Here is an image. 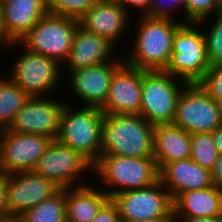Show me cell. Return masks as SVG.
Here are the masks:
<instances>
[{
    "mask_svg": "<svg viewBox=\"0 0 222 222\" xmlns=\"http://www.w3.org/2000/svg\"><path fill=\"white\" fill-rule=\"evenodd\" d=\"M137 20L136 38L129 52L122 54L124 62L145 71L165 70L171 58L174 34L183 22L145 16H138Z\"/></svg>",
    "mask_w": 222,
    "mask_h": 222,
    "instance_id": "6da1fadb",
    "label": "cell"
},
{
    "mask_svg": "<svg viewBox=\"0 0 222 222\" xmlns=\"http://www.w3.org/2000/svg\"><path fill=\"white\" fill-rule=\"evenodd\" d=\"M150 2L151 0H122L120 4L125 8L129 15L133 8H137L138 12L141 10L140 16H145L148 13Z\"/></svg>",
    "mask_w": 222,
    "mask_h": 222,
    "instance_id": "d6a6232c",
    "label": "cell"
},
{
    "mask_svg": "<svg viewBox=\"0 0 222 222\" xmlns=\"http://www.w3.org/2000/svg\"><path fill=\"white\" fill-rule=\"evenodd\" d=\"M154 129L138 114L104 113L101 155L154 158Z\"/></svg>",
    "mask_w": 222,
    "mask_h": 222,
    "instance_id": "7a4b0ae2",
    "label": "cell"
},
{
    "mask_svg": "<svg viewBox=\"0 0 222 222\" xmlns=\"http://www.w3.org/2000/svg\"><path fill=\"white\" fill-rule=\"evenodd\" d=\"M115 49L117 48L107 39L87 31L78 24L68 58L62 65V67L66 66L67 68L62 71L68 69L70 73L80 68L95 66L104 62L124 61V59H121L123 58L122 54L119 59L117 56L114 57Z\"/></svg>",
    "mask_w": 222,
    "mask_h": 222,
    "instance_id": "e0dca14e",
    "label": "cell"
},
{
    "mask_svg": "<svg viewBox=\"0 0 222 222\" xmlns=\"http://www.w3.org/2000/svg\"><path fill=\"white\" fill-rule=\"evenodd\" d=\"M19 219L22 222H66L65 188L25 211Z\"/></svg>",
    "mask_w": 222,
    "mask_h": 222,
    "instance_id": "d4e9b609",
    "label": "cell"
},
{
    "mask_svg": "<svg viewBox=\"0 0 222 222\" xmlns=\"http://www.w3.org/2000/svg\"><path fill=\"white\" fill-rule=\"evenodd\" d=\"M219 155L212 132L191 134L190 158L193 161L201 167L211 170Z\"/></svg>",
    "mask_w": 222,
    "mask_h": 222,
    "instance_id": "484cf974",
    "label": "cell"
},
{
    "mask_svg": "<svg viewBox=\"0 0 222 222\" xmlns=\"http://www.w3.org/2000/svg\"><path fill=\"white\" fill-rule=\"evenodd\" d=\"M200 28L198 23L189 22L176 30L171 58L164 70L187 84L199 83L211 66L206 38Z\"/></svg>",
    "mask_w": 222,
    "mask_h": 222,
    "instance_id": "5b68a950",
    "label": "cell"
},
{
    "mask_svg": "<svg viewBox=\"0 0 222 222\" xmlns=\"http://www.w3.org/2000/svg\"><path fill=\"white\" fill-rule=\"evenodd\" d=\"M10 43L6 40L5 38V34H4V27H3V23H2V7H1V1H0V52L4 51L3 53H5V51L7 52V50H9L8 48H6ZM3 49V50H2Z\"/></svg>",
    "mask_w": 222,
    "mask_h": 222,
    "instance_id": "d590c367",
    "label": "cell"
},
{
    "mask_svg": "<svg viewBox=\"0 0 222 222\" xmlns=\"http://www.w3.org/2000/svg\"><path fill=\"white\" fill-rule=\"evenodd\" d=\"M220 12H222V0H217Z\"/></svg>",
    "mask_w": 222,
    "mask_h": 222,
    "instance_id": "60d3db41",
    "label": "cell"
},
{
    "mask_svg": "<svg viewBox=\"0 0 222 222\" xmlns=\"http://www.w3.org/2000/svg\"><path fill=\"white\" fill-rule=\"evenodd\" d=\"M136 222H176V221L175 218H157V219L140 220Z\"/></svg>",
    "mask_w": 222,
    "mask_h": 222,
    "instance_id": "f35d334b",
    "label": "cell"
},
{
    "mask_svg": "<svg viewBox=\"0 0 222 222\" xmlns=\"http://www.w3.org/2000/svg\"><path fill=\"white\" fill-rule=\"evenodd\" d=\"M130 20L132 18L120 3L100 0L85 12L79 24L115 46L123 38Z\"/></svg>",
    "mask_w": 222,
    "mask_h": 222,
    "instance_id": "ac0fdd59",
    "label": "cell"
},
{
    "mask_svg": "<svg viewBox=\"0 0 222 222\" xmlns=\"http://www.w3.org/2000/svg\"><path fill=\"white\" fill-rule=\"evenodd\" d=\"M2 23L9 43L19 42L48 11L46 0H2Z\"/></svg>",
    "mask_w": 222,
    "mask_h": 222,
    "instance_id": "d6986e66",
    "label": "cell"
},
{
    "mask_svg": "<svg viewBox=\"0 0 222 222\" xmlns=\"http://www.w3.org/2000/svg\"><path fill=\"white\" fill-rule=\"evenodd\" d=\"M159 181L170 192L172 199L179 193L213 185L210 170L201 167L191 158L165 164L159 170Z\"/></svg>",
    "mask_w": 222,
    "mask_h": 222,
    "instance_id": "ffe728a7",
    "label": "cell"
},
{
    "mask_svg": "<svg viewBox=\"0 0 222 222\" xmlns=\"http://www.w3.org/2000/svg\"><path fill=\"white\" fill-rule=\"evenodd\" d=\"M5 187L8 215L17 218L61 189L34 171L7 174Z\"/></svg>",
    "mask_w": 222,
    "mask_h": 222,
    "instance_id": "5bb4252c",
    "label": "cell"
},
{
    "mask_svg": "<svg viewBox=\"0 0 222 222\" xmlns=\"http://www.w3.org/2000/svg\"><path fill=\"white\" fill-rule=\"evenodd\" d=\"M102 1H109V2H116V3H121L122 0H102Z\"/></svg>",
    "mask_w": 222,
    "mask_h": 222,
    "instance_id": "b9f144b4",
    "label": "cell"
},
{
    "mask_svg": "<svg viewBox=\"0 0 222 222\" xmlns=\"http://www.w3.org/2000/svg\"><path fill=\"white\" fill-rule=\"evenodd\" d=\"M221 213L222 189L215 185L185 191L173 199V214L176 222L193 217L218 218Z\"/></svg>",
    "mask_w": 222,
    "mask_h": 222,
    "instance_id": "44dd1931",
    "label": "cell"
},
{
    "mask_svg": "<svg viewBox=\"0 0 222 222\" xmlns=\"http://www.w3.org/2000/svg\"><path fill=\"white\" fill-rule=\"evenodd\" d=\"M215 147L219 154H222V124L212 132Z\"/></svg>",
    "mask_w": 222,
    "mask_h": 222,
    "instance_id": "8d00e7d4",
    "label": "cell"
},
{
    "mask_svg": "<svg viewBox=\"0 0 222 222\" xmlns=\"http://www.w3.org/2000/svg\"><path fill=\"white\" fill-rule=\"evenodd\" d=\"M15 222H22L19 218L15 217Z\"/></svg>",
    "mask_w": 222,
    "mask_h": 222,
    "instance_id": "ee69618b",
    "label": "cell"
},
{
    "mask_svg": "<svg viewBox=\"0 0 222 222\" xmlns=\"http://www.w3.org/2000/svg\"><path fill=\"white\" fill-rule=\"evenodd\" d=\"M111 200L117 205L121 222L175 218L173 199L160 181L144 189L117 193Z\"/></svg>",
    "mask_w": 222,
    "mask_h": 222,
    "instance_id": "30bf717a",
    "label": "cell"
},
{
    "mask_svg": "<svg viewBox=\"0 0 222 222\" xmlns=\"http://www.w3.org/2000/svg\"><path fill=\"white\" fill-rule=\"evenodd\" d=\"M210 29L204 32L210 65L222 64V12L213 16ZM214 21V22H213ZM213 22V23H212ZM213 24V25H212Z\"/></svg>",
    "mask_w": 222,
    "mask_h": 222,
    "instance_id": "f1b7e54d",
    "label": "cell"
},
{
    "mask_svg": "<svg viewBox=\"0 0 222 222\" xmlns=\"http://www.w3.org/2000/svg\"><path fill=\"white\" fill-rule=\"evenodd\" d=\"M185 3L186 0H151L148 13L145 17L174 20L176 14L175 17L173 14L177 13V10H183V24H185ZM174 9L176 10L175 12L173 11Z\"/></svg>",
    "mask_w": 222,
    "mask_h": 222,
    "instance_id": "f546056e",
    "label": "cell"
},
{
    "mask_svg": "<svg viewBox=\"0 0 222 222\" xmlns=\"http://www.w3.org/2000/svg\"><path fill=\"white\" fill-rule=\"evenodd\" d=\"M53 139L30 133L0 130V172L33 171Z\"/></svg>",
    "mask_w": 222,
    "mask_h": 222,
    "instance_id": "7c38bea8",
    "label": "cell"
},
{
    "mask_svg": "<svg viewBox=\"0 0 222 222\" xmlns=\"http://www.w3.org/2000/svg\"><path fill=\"white\" fill-rule=\"evenodd\" d=\"M93 166L79 151L52 140L33 171L55 182L60 188H69L88 184L77 181L83 180V173L93 172Z\"/></svg>",
    "mask_w": 222,
    "mask_h": 222,
    "instance_id": "8fae6325",
    "label": "cell"
},
{
    "mask_svg": "<svg viewBox=\"0 0 222 222\" xmlns=\"http://www.w3.org/2000/svg\"><path fill=\"white\" fill-rule=\"evenodd\" d=\"M100 189L90 183L65 188L66 222H90L110 199Z\"/></svg>",
    "mask_w": 222,
    "mask_h": 222,
    "instance_id": "603a6c76",
    "label": "cell"
},
{
    "mask_svg": "<svg viewBox=\"0 0 222 222\" xmlns=\"http://www.w3.org/2000/svg\"><path fill=\"white\" fill-rule=\"evenodd\" d=\"M6 175L0 172V217L8 215V208L6 203Z\"/></svg>",
    "mask_w": 222,
    "mask_h": 222,
    "instance_id": "e575fe53",
    "label": "cell"
},
{
    "mask_svg": "<svg viewBox=\"0 0 222 222\" xmlns=\"http://www.w3.org/2000/svg\"><path fill=\"white\" fill-rule=\"evenodd\" d=\"M124 61H109L95 66L80 68L69 73V82L81 106L102 108L107 99L114 72Z\"/></svg>",
    "mask_w": 222,
    "mask_h": 222,
    "instance_id": "9a60e30c",
    "label": "cell"
},
{
    "mask_svg": "<svg viewBox=\"0 0 222 222\" xmlns=\"http://www.w3.org/2000/svg\"><path fill=\"white\" fill-rule=\"evenodd\" d=\"M78 24L79 20L72 17L47 13L19 42L10 43L7 47L22 46L63 65L71 50Z\"/></svg>",
    "mask_w": 222,
    "mask_h": 222,
    "instance_id": "8992f818",
    "label": "cell"
},
{
    "mask_svg": "<svg viewBox=\"0 0 222 222\" xmlns=\"http://www.w3.org/2000/svg\"><path fill=\"white\" fill-rule=\"evenodd\" d=\"M154 159L158 170L173 161L190 158L191 134L174 124L155 125Z\"/></svg>",
    "mask_w": 222,
    "mask_h": 222,
    "instance_id": "7402d4cb",
    "label": "cell"
},
{
    "mask_svg": "<svg viewBox=\"0 0 222 222\" xmlns=\"http://www.w3.org/2000/svg\"><path fill=\"white\" fill-rule=\"evenodd\" d=\"M0 222H15V217L6 215L3 217H0Z\"/></svg>",
    "mask_w": 222,
    "mask_h": 222,
    "instance_id": "ab89813d",
    "label": "cell"
},
{
    "mask_svg": "<svg viewBox=\"0 0 222 222\" xmlns=\"http://www.w3.org/2000/svg\"><path fill=\"white\" fill-rule=\"evenodd\" d=\"M142 70L125 62L114 72L101 110L107 114H140Z\"/></svg>",
    "mask_w": 222,
    "mask_h": 222,
    "instance_id": "2e32d148",
    "label": "cell"
},
{
    "mask_svg": "<svg viewBox=\"0 0 222 222\" xmlns=\"http://www.w3.org/2000/svg\"><path fill=\"white\" fill-rule=\"evenodd\" d=\"M93 172L105 187H109L103 191L110 198L120 192L147 188L159 181L154 158L101 155L93 166Z\"/></svg>",
    "mask_w": 222,
    "mask_h": 222,
    "instance_id": "277c9868",
    "label": "cell"
},
{
    "mask_svg": "<svg viewBox=\"0 0 222 222\" xmlns=\"http://www.w3.org/2000/svg\"><path fill=\"white\" fill-rule=\"evenodd\" d=\"M217 13H221L217 0H186L185 23L194 22L202 27Z\"/></svg>",
    "mask_w": 222,
    "mask_h": 222,
    "instance_id": "4316f807",
    "label": "cell"
},
{
    "mask_svg": "<svg viewBox=\"0 0 222 222\" xmlns=\"http://www.w3.org/2000/svg\"><path fill=\"white\" fill-rule=\"evenodd\" d=\"M182 222H218V219L212 217H193L185 218Z\"/></svg>",
    "mask_w": 222,
    "mask_h": 222,
    "instance_id": "74e56055",
    "label": "cell"
},
{
    "mask_svg": "<svg viewBox=\"0 0 222 222\" xmlns=\"http://www.w3.org/2000/svg\"><path fill=\"white\" fill-rule=\"evenodd\" d=\"M22 50L8 69L9 79L30 97L50 96L66 77L63 76L62 65L47 56L32 53L25 48Z\"/></svg>",
    "mask_w": 222,
    "mask_h": 222,
    "instance_id": "ba28073f",
    "label": "cell"
},
{
    "mask_svg": "<svg viewBox=\"0 0 222 222\" xmlns=\"http://www.w3.org/2000/svg\"><path fill=\"white\" fill-rule=\"evenodd\" d=\"M100 0H46L48 13L79 20L85 12Z\"/></svg>",
    "mask_w": 222,
    "mask_h": 222,
    "instance_id": "83f0119b",
    "label": "cell"
},
{
    "mask_svg": "<svg viewBox=\"0 0 222 222\" xmlns=\"http://www.w3.org/2000/svg\"><path fill=\"white\" fill-rule=\"evenodd\" d=\"M190 134L214 132L222 124V106L198 84H186L180 93L173 120Z\"/></svg>",
    "mask_w": 222,
    "mask_h": 222,
    "instance_id": "9c48e42d",
    "label": "cell"
},
{
    "mask_svg": "<svg viewBox=\"0 0 222 222\" xmlns=\"http://www.w3.org/2000/svg\"><path fill=\"white\" fill-rule=\"evenodd\" d=\"M187 83L164 70H142L140 116L150 124H172L181 91Z\"/></svg>",
    "mask_w": 222,
    "mask_h": 222,
    "instance_id": "52a82bcc",
    "label": "cell"
},
{
    "mask_svg": "<svg viewBox=\"0 0 222 222\" xmlns=\"http://www.w3.org/2000/svg\"><path fill=\"white\" fill-rule=\"evenodd\" d=\"M90 222H121L117 205L110 198Z\"/></svg>",
    "mask_w": 222,
    "mask_h": 222,
    "instance_id": "1f68e13d",
    "label": "cell"
},
{
    "mask_svg": "<svg viewBox=\"0 0 222 222\" xmlns=\"http://www.w3.org/2000/svg\"><path fill=\"white\" fill-rule=\"evenodd\" d=\"M198 84L222 106V64L210 66Z\"/></svg>",
    "mask_w": 222,
    "mask_h": 222,
    "instance_id": "4dcf8cb0",
    "label": "cell"
},
{
    "mask_svg": "<svg viewBox=\"0 0 222 222\" xmlns=\"http://www.w3.org/2000/svg\"><path fill=\"white\" fill-rule=\"evenodd\" d=\"M218 222H222V213L218 216Z\"/></svg>",
    "mask_w": 222,
    "mask_h": 222,
    "instance_id": "7bdbcfd3",
    "label": "cell"
},
{
    "mask_svg": "<svg viewBox=\"0 0 222 222\" xmlns=\"http://www.w3.org/2000/svg\"><path fill=\"white\" fill-rule=\"evenodd\" d=\"M210 173L213 185L222 189V154L219 155L218 160L214 163Z\"/></svg>",
    "mask_w": 222,
    "mask_h": 222,
    "instance_id": "836d02e7",
    "label": "cell"
},
{
    "mask_svg": "<svg viewBox=\"0 0 222 222\" xmlns=\"http://www.w3.org/2000/svg\"><path fill=\"white\" fill-rule=\"evenodd\" d=\"M103 118L104 112L101 108H76L73 104L71 106L66 103L56 140L79 151L94 165L101 156Z\"/></svg>",
    "mask_w": 222,
    "mask_h": 222,
    "instance_id": "3957f363",
    "label": "cell"
},
{
    "mask_svg": "<svg viewBox=\"0 0 222 222\" xmlns=\"http://www.w3.org/2000/svg\"><path fill=\"white\" fill-rule=\"evenodd\" d=\"M50 98L31 97L16 113L7 129L16 133L43 135L56 140L66 101Z\"/></svg>",
    "mask_w": 222,
    "mask_h": 222,
    "instance_id": "4fadbf2b",
    "label": "cell"
},
{
    "mask_svg": "<svg viewBox=\"0 0 222 222\" xmlns=\"http://www.w3.org/2000/svg\"><path fill=\"white\" fill-rule=\"evenodd\" d=\"M0 76V130L8 128L16 113L31 98L13 81Z\"/></svg>",
    "mask_w": 222,
    "mask_h": 222,
    "instance_id": "cb8c5ba5",
    "label": "cell"
}]
</instances>
